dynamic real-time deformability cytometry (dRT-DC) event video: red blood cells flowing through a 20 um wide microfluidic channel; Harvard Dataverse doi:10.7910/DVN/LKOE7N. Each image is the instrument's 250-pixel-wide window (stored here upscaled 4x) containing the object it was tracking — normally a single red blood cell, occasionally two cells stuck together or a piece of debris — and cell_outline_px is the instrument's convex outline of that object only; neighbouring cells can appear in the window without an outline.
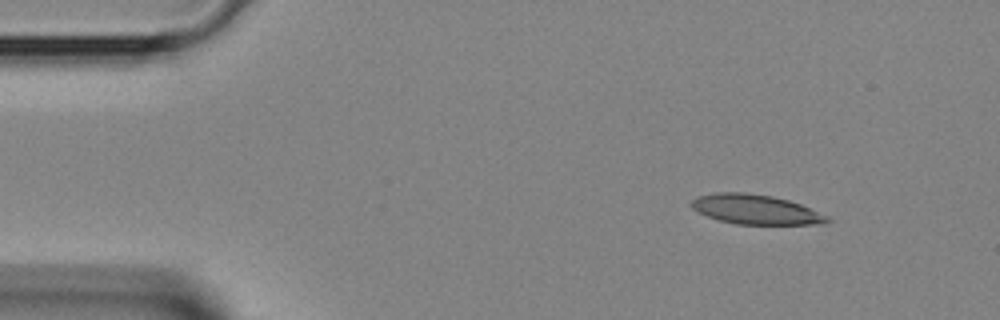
{"species": "Egyptian fruit bat (a non-hibernating species)", "species_latin": "Rousettus aegyptiacus", "temperature_condition": "room temperature", "stored_images_in_passage": 4, "segment_of_instrument_passage": [1, 2], "camera_frame_rate_fps": 3000, "um_per_image_px": 0.085, "animal": {"sex": "female"}, "frame": {"image": 1, "passage_image": 1, "time_ms": 0.0, "image_size_px": [1000, 320], "cell_outline_px": [[832, 220], [824, 224], [736, 224], [720, 220], [708, 216], [692, 208], [688, 204], [696, 196], [712, 192], [744, 192], [772, 196], [788, 200], [800, 204], [828, 216]], "centroid_in_image_um": [64.2, 17.79], "position_along_channel_um": 20.8, "area_um2": 23.47}}